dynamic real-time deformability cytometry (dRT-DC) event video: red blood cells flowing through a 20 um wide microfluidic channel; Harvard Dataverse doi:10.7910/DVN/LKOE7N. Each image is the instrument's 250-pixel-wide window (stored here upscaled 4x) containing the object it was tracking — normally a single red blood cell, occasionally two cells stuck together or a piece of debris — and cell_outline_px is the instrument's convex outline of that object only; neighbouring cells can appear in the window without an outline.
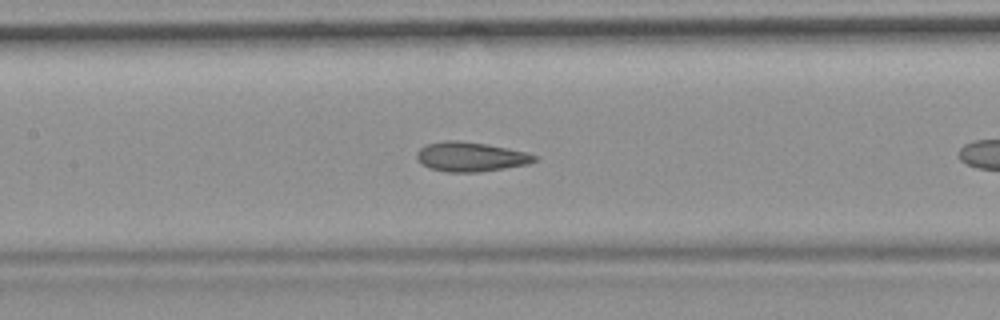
{"species": "common noctule bat (a hibernating species)", "species_latin": "Nyctalus noctula", "temperature_condition": "room temperature", "stored_images_in_passage": 17, "camera_frame_rate_fps": 3000, "um_per_image_px": 0.085, "animal": {"sex": "female", "body_mass_g": 19.9}, "frame": {"image": 1, "passage_image": 12, "time_ms": 3.667, "image_size_px": [1000, 320], "cell_outline_px": [[540, 160], [528, 164], [480, 172], [444, 172], [428, 168], [416, 160], [416, 152], [420, 148], [428, 144], [444, 140], [460, 140], [508, 148], [528, 152], [540, 156]], "centroid_in_image_um": [40.03, 13.33], "position_along_channel_um": 167.4, "area_um2": 20.58}}